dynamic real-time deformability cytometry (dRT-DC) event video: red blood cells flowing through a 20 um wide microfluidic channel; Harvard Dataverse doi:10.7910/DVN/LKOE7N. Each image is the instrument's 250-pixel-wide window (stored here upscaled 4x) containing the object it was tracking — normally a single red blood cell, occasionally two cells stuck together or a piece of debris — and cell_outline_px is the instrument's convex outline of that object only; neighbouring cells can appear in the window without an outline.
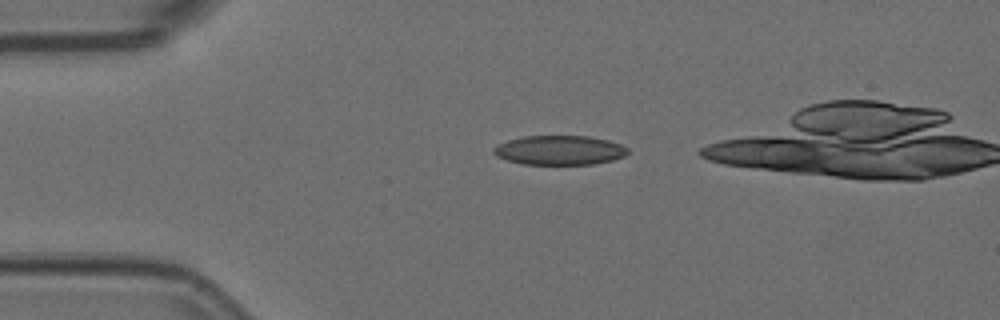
{"species": "Egyptian fruit bat (a non-hibernating species)", "species_latin": "Rousettus aegyptiacus", "temperature_condition": "room temperature", "stored_images_in_passage": 3, "camera_frame_rate_fps": 3000, "um_per_image_px": 0.085, "animal": {"sex": "female"}, "frame": {"image": 1, "passage_image": 1, "time_ms": 0.0, "image_size_px": [1000, 320], "cell_outline_px": [[628, 152], [624, 156], [612, 160], [592, 164], [524, 164], [508, 160], [496, 156], [492, 152], [492, 148], [496, 144], [508, 140], [524, 136], [588, 136], [608, 140], [620, 144], [628, 148]], "centroid_in_image_um": [47.53, 12.76], "position_along_channel_um": 37.5, "area_um2": 22.95}}